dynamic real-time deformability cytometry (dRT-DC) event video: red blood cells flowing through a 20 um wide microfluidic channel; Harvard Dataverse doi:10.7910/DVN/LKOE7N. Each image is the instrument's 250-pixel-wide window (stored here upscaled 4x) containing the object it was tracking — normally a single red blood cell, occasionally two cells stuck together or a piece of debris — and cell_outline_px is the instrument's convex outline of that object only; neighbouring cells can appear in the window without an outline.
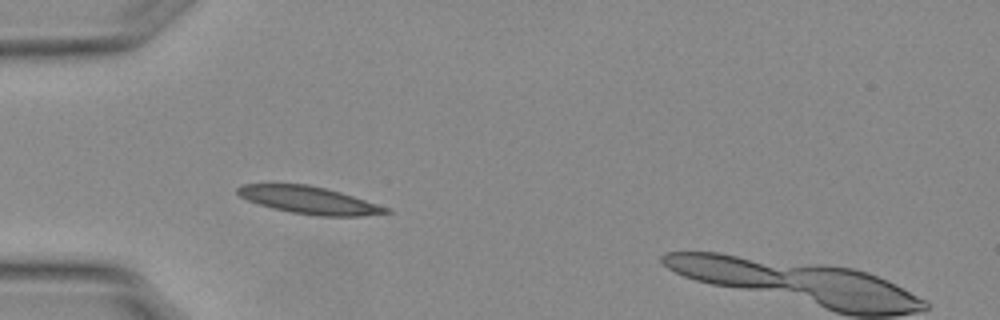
{"species": "Egyptian fruit bat (a non-hibernating species)", "species_latin": "Rousettus aegyptiacus", "temperature_condition": "warm", "stored_images_in_passage": 42, "camera_frame_rate_fps": 3000, "um_per_image_px": 0.085, "animal": {"sex": "female"}, "frame": {"image": 1, "passage_image": 4, "time_ms": 1.0, "image_size_px": [1000, 320], "cell_outline_px": [[392, 212], [360, 216], [316, 216], [292, 212], [272, 208], [248, 200], [240, 196], [236, 192], [236, 188], [244, 184], [308, 184], [340, 192], [392, 208]], "centroid_in_image_um": [26.31, 17.02], "position_along_channel_um": 58.7, "area_um2": 23.58}}
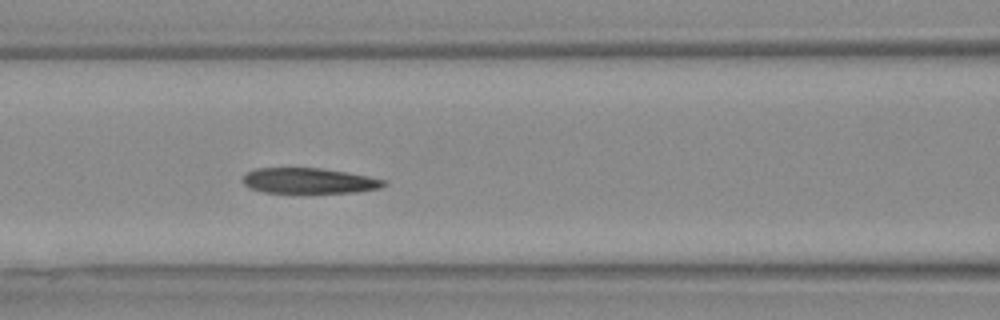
{"frame": {"image": 2, "passage_image": 11, "time_ms": 3.333, "image_size_px": [1000, 320], "cell_outline_px": [[388, 184], [380, 188], [356, 192], [264, 192], [248, 188], [244, 184], [244, 172], [256, 168], [320, 168], [348, 172], [368, 176], [384, 180]], "centroid_in_image_um": [26.25, 15.35], "position_along_channel_um": 140.3, "area_um2": 20.87}}
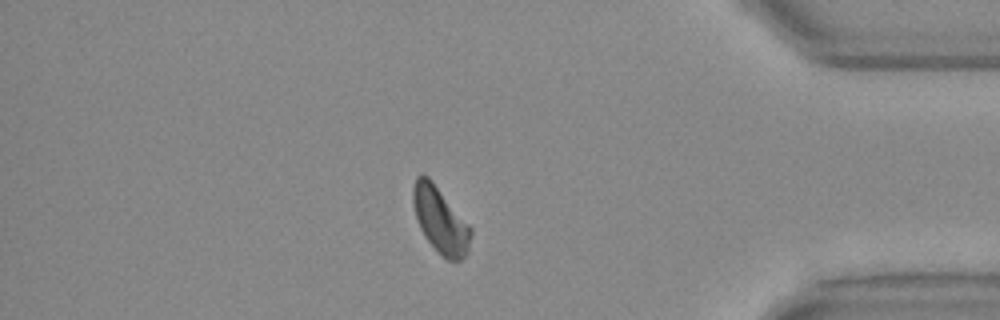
{"frame": {"image": 3, "passage_image": 34, "time_ms": 11.0, "image_size_px": [1000, 320], "cell_outline_px": [[472, 232], [468, 252], [460, 260], [448, 260], [424, 236], [420, 228], [412, 204], [412, 188], [416, 176], [428, 176], [432, 180], [472, 228]], "centroid_in_image_um": [37.42, 18.68], "position_along_channel_um": 397.8, "area_um2": 21.91}}